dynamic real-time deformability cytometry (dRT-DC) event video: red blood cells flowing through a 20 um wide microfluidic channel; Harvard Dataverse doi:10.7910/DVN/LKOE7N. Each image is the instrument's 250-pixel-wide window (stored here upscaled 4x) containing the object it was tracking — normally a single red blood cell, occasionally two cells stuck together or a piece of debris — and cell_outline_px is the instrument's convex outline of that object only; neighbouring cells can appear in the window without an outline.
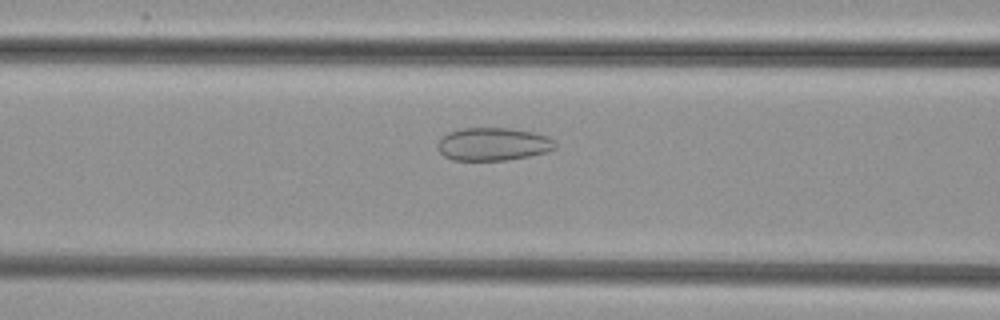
{"species": "common noctule bat (a hibernating species)", "species_latin": "Nyctalus noctula", "temperature_condition": "cold", "stored_images_in_passage": 40, "camera_frame_rate_fps": 3000, "um_per_image_px": 0.085, "animal": {"sex": "female", "body_mass_g": 29.2, "forearm_length_mm": 56.3}, "frame": {"image": 1, "passage_image": 9, "time_ms": 2.667, "image_size_px": [1000, 320], "cell_outline_px": [[556, 148], [544, 152], [528, 156], [508, 160], [452, 160], [444, 156], [436, 148], [436, 144], [448, 132], [464, 128], [508, 128], [532, 132], [548, 136], [556, 144]], "centroid_in_image_um": [41.88, 12.25], "position_along_channel_um": 124.7, "area_um2": 22.48}}
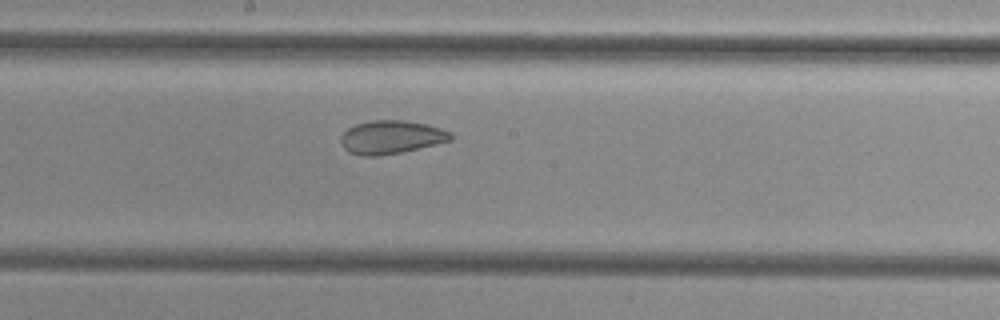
{"frame": {"image": 2, "passage_image": 16, "time_ms": 5.0, "image_size_px": [1000, 320], "cell_outline_px": [[452, 140], [436, 144], [400, 152], [380, 156], [360, 156], [348, 152], [344, 148], [340, 140], [340, 136], [348, 128], [356, 124], [372, 120], [404, 120], [428, 124], [452, 132]], "centroid_in_image_um": [33.24, 11.66], "position_along_channel_um": 215.0, "area_um2": 21.44}}
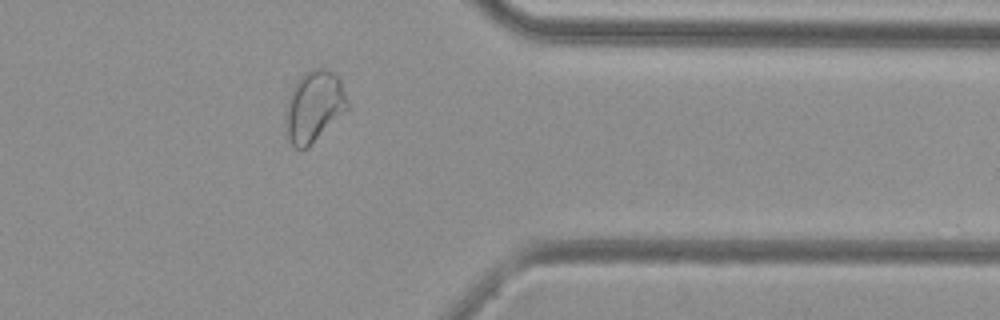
{"frame": {"image": 3, "passage_image": 30, "time_ms": 9.667, "image_size_px": [1000, 320], "cell_outline_px": [[348, 108], [300, 152], [292, 144], [288, 136], [284, 124], [284, 112], [292, 88], [296, 80], [300, 76], [312, 68], [324, 68], [332, 72], [340, 80], [348, 104]], "centroid_in_image_um": [26.63, 9.01], "position_along_channel_um": 384.8, "area_um2": 25.09}}